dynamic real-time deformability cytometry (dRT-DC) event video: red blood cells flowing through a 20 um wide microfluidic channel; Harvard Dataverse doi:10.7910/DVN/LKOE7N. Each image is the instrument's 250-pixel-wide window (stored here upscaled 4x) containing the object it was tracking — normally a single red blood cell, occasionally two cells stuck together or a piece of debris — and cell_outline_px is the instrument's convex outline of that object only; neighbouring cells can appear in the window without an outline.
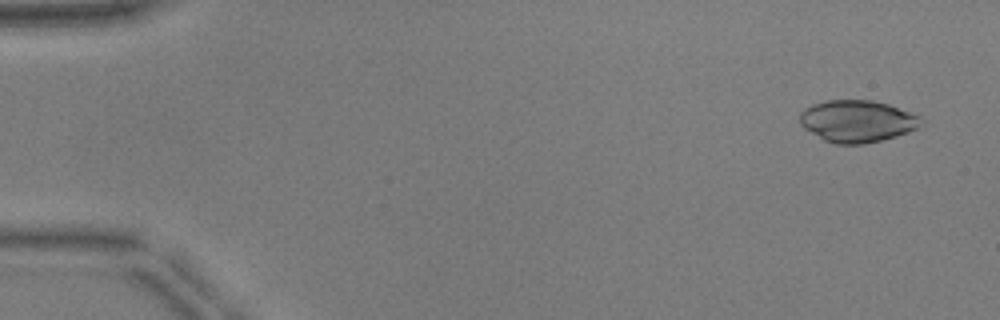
{"species": "common noctule bat (a hibernating species)", "species_latin": "Nyctalus noctula", "temperature_condition": "warm", "stored_images_in_passage": 13, "camera_frame_rate_fps": 3000, "um_per_image_px": 0.085, "animal": {"sex": "male", "body_mass_g": 17.9, "forearm_length_mm": 54.2}, "frame": {"image": 1, "passage_image": 3, "time_ms": 0.667, "image_size_px": [1000, 320], "cell_outline_px": [[924, 120], [916, 128], [908, 132], [880, 140], [864, 144], [836, 144], [824, 140], [804, 128], [800, 124], [800, 112], [804, 108], [812, 104], [828, 100], [872, 100], [888, 104], [920, 116]], "centroid_in_image_um": [72.84, 10.29], "position_along_channel_um": 12.2, "area_um2": 29.54}}